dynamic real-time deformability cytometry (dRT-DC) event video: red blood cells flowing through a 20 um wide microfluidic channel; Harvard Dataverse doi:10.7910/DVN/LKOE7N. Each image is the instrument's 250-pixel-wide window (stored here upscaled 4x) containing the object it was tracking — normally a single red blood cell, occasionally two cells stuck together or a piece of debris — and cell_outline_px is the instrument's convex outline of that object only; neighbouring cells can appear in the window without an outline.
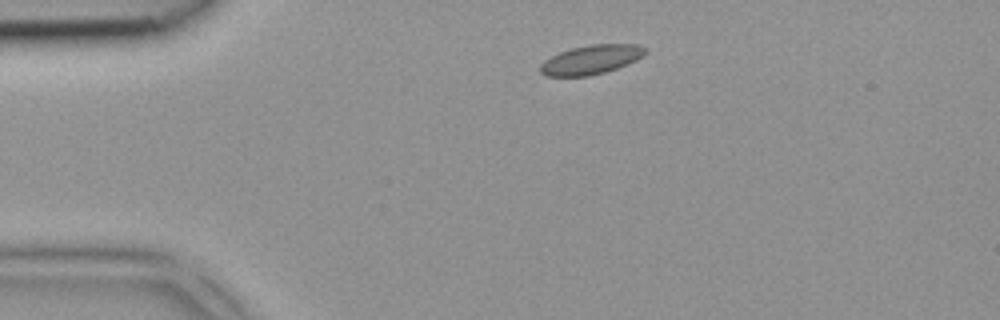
{"species": "common noctule bat (a hibernating species)", "species_latin": "Nyctalus noctula", "temperature_condition": "room temperature", "stored_images_in_passage": 2, "camera_frame_rate_fps": 3000, "um_per_image_px": 0.085, "animal": {"sex": "female", "body_mass_g": 18.4}, "frame": {"image": 1, "passage_image": 1, "time_ms": 0.0, "image_size_px": [1000, 320], "cell_outline_px": [[648, 52], [644, 56], [636, 60], [616, 68], [604, 72], [588, 76], [544, 76], [540, 72], [540, 64], [544, 60], [560, 52], [572, 48], [592, 44], [636, 44], [644, 48]], "centroid_in_image_um": [50.23, 5.07], "position_along_channel_um": 34.8, "area_um2": 17.74}}